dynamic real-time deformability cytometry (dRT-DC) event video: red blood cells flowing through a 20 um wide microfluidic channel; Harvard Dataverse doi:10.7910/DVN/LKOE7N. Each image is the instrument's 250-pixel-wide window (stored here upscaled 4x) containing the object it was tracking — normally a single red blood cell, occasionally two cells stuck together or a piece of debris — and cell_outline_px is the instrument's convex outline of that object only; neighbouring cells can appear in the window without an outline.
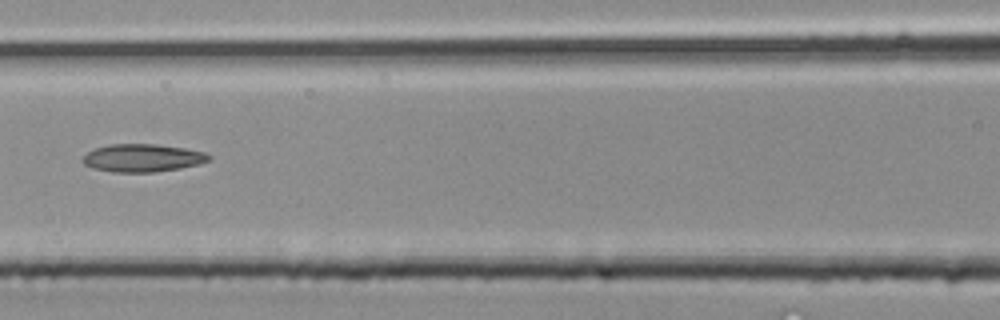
{"species": "common noctule bat (a hibernating species)", "species_latin": "Nyctalus noctula", "temperature_condition": "room temperature", "stored_images_in_passage": 32, "camera_frame_rate_fps": 3000, "um_per_image_px": 0.085, "animal": {"sex": "male", "body_mass_g": 20.4}, "frame": {"image": 1, "passage_image": 14, "time_ms": 4.333, "image_size_px": [1000, 320], "cell_outline_px": [[212, 160], [200, 164], [180, 168], [156, 172], [112, 172], [92, 168], [84, 164], [80, 160], [88, 152], [96, 148], [108, 144], [156, 144], [184, 148], [204, 152], [212, 156]], "centroid_in_image_um": [12.13, 13.43], "position_along_channel_um": 154.5, "area_um2": 20.63}}
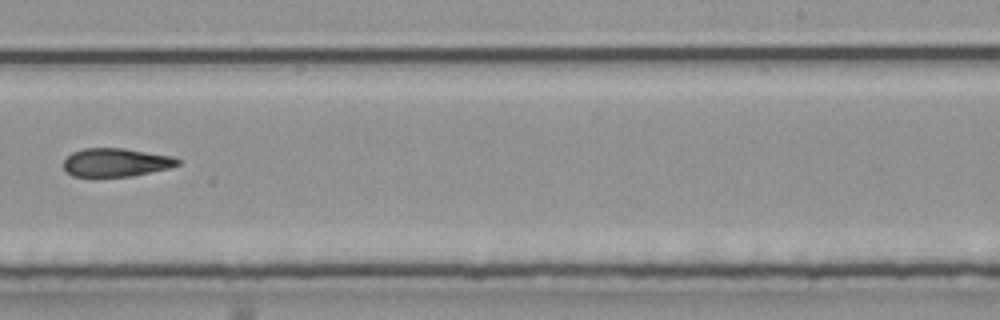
{"frame": {"image": 2, "passage_image": 20, "time_ms": 6.333, "image_size_px": [1000, 320], "cell_outline_px": [[180, 164], [168, 168], [132, 176], [72, 176], [64, 168], [64, 160], [72, 152], [84, 148], [124, 148], [172, 156], [180, 160]], "centroid_in_image_um": [9.86, 13.79], "position_along_channel_um": 279.1, "area_um2": 18.73}}
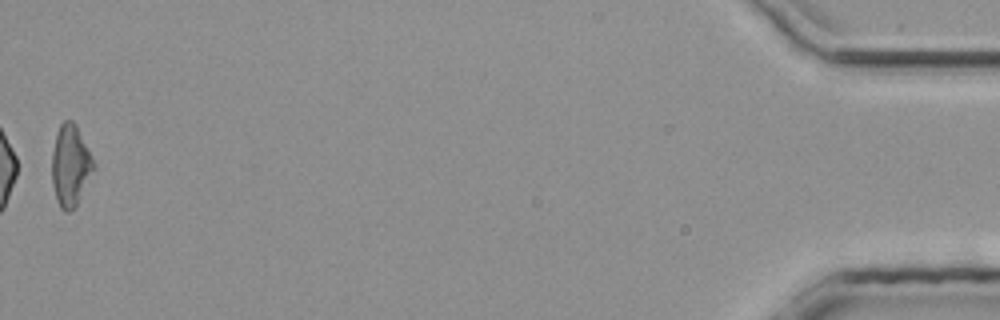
{"frame": {"image": 3, "passage_image": 32, "time_ms": 10.333, "image_size_px": [1000, 320], "cell_outline_px": [[96, 168], [76, 208], [68, 212], [64, 212], [60, 208], [56, 200], [52, 184], [52, 152], [56, 132], [60, 124], [64, 120], [72, 120], [76, 124], [96, 164]], "centroid_in_image_um": [6.0, 14.1], "position_along_channel_um": 429.2, "area_um2": 20.35}}